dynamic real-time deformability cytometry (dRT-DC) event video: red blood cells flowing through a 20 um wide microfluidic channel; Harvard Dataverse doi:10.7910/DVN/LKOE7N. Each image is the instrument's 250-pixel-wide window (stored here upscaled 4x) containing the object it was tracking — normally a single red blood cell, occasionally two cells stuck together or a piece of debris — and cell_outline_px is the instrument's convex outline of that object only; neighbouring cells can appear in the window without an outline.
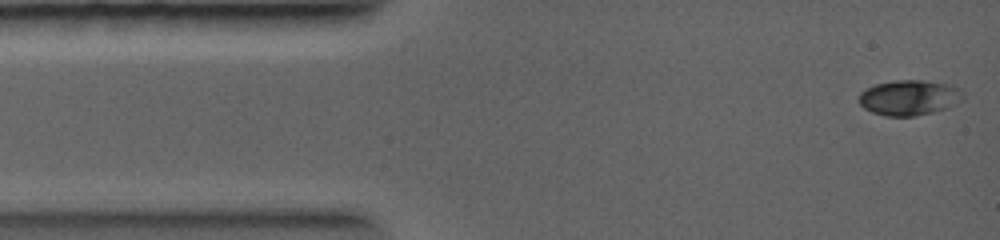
{"species": "common noctule bat (a hibernating species)", "species_latin": "Nyctalus noctula", "temperature_condition": "warm", "stored_images_in_passage": 25, "camera_frame_rate_fps": 5000, "um_per_image_px": 0.085, "animal": {"sex": "female", "body_mass_g": 19.0, "forearm_length_mm": 56.7}, "frame": {"image": 1, "passage_image": 1, "time_ms": 0.0, "image_size_px": [1000, 240], "cell_outline_px": [[964, 100], [944, 108], [932, 112], [916, 116], [888, 116], [872, 112], [864, 108], [860, 104], [860, 92], [876, 84], [896, 80], [920, 80], [948, 84], [956, 88], [964, 96]], "centroid_in_image_um": [77.27, 8.3], "position_along_channel_um": 7.7, "area_um2": 21.04}}
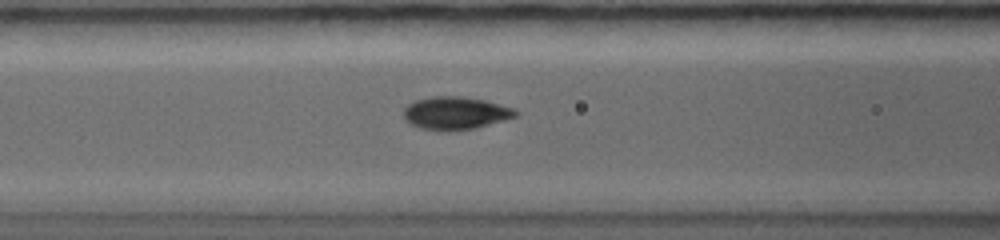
{"frame": {"image": 2, "passage_image": 11, "time_ms": 3.8, "image_size_px": [1000, 240], "cell_outline_px": [[520, 112], [516, 116], [476, 128], [448, 132], [420, 128], [408, 124], [404, 120], [404, 108], [408, 104], [416, 100], [432, 96], [460, 96], [484, 100], [516, 108]], "centroid_in_image_um": [38.7, 9.62], "position_along_channel_um": 127.9, "area_um2": 21.68}}
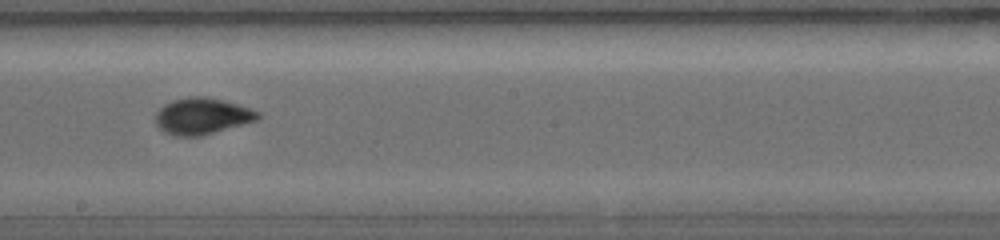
{"frame": {"image": 3, "passage_image": 17, "time_ms": 5.8, "image_size_px": [1000, 240], "cell_outline_px": [[260, 116], [256, 120], [200, 136], [176, 136], [164, 132], [156, 124], [156, 112], [164, 104], [172, 100], [188, 96], [204, 96], [224, 100], [260, 112]], "centroid_in_image_um": [17.14, 9.86], "position_along_channel_um": 231.1, "area_um2": 21.5}}